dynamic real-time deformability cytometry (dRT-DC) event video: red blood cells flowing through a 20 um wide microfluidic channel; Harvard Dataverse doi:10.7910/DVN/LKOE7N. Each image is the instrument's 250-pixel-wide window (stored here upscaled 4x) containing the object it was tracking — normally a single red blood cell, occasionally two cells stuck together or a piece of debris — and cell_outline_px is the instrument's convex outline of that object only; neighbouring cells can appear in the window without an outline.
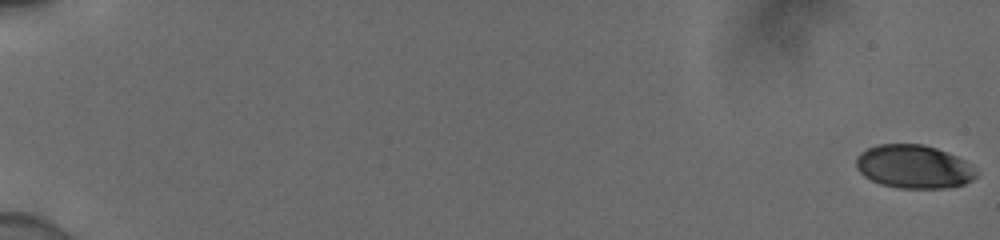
{"species": "human", "species_latin": "Homo sapiens", "temperature_condition": "cold", "stored_images_in_passage": 45, "camera_frame_rate_fps": 3000, "um_per_image_px": 0.085, "donor": {"sex": "male"}, "frame": {"image": 1, "passage_image": 1, "time_ms": 0.0, "image_size_px": [1000, 240], "cell_outline_px": [[976, 176], [972, 180], [964, 184], [944, 188], [900, 188], [880, 184], [864, 176], [856, 168], [856, 156], [860, 152], [876, 144], [924, 144], [936, 148], [956, 156], [972, 164], [976, 172]], "centroid_in_image_um": [77.65, 14.16], "position_along_channel_um": 7.3, "area_um2": 30.46}}
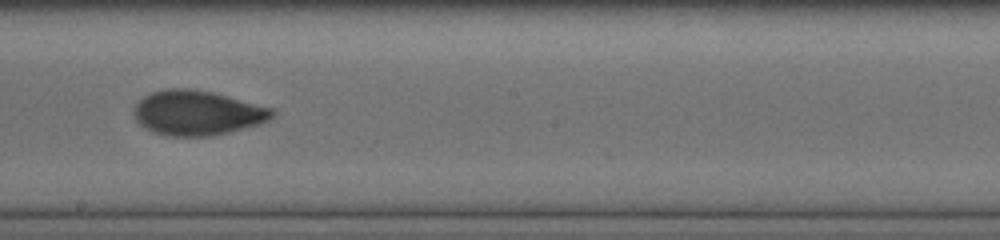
{"frame": {"image": 2, "passage_image": 26, "time_ms": 8.333, "image_size_px": [1000, 240], "cell_outline_px": [[276, 116], [260, 124], [212, 136], [168, 136], [152, 132], [144, 128], [136, 120], [132, 112], [132, 108], [144, 96], [152, 92], [168, 88], [188, 88], [212, 92], [276, 108]], "centroid_in_image_um": [16.79, 9.59], "position_along_channel_um": 231.4, "area_um2": 36.47}}
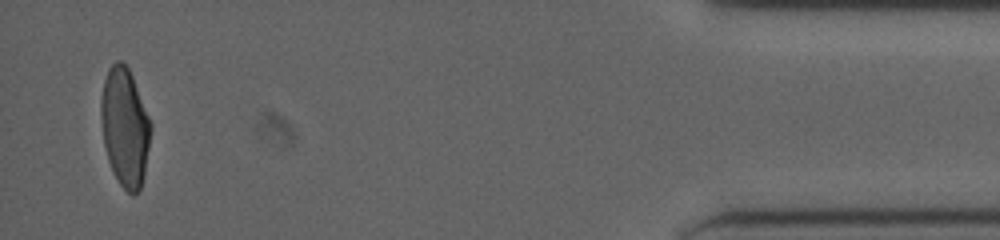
{"frame": {"image": 3, "passage_image": 45, "time_ms": 14.667, "image_size_px": [1000, 240], "cell_outline_px": [[152, 128], [144, 176], [140, 188], [132, 196], [120, 184], [112, 172], [108, 160], [104, 144], [100, 116], [100, 100], [104, 80], [108, 68], [116, 60], [120, 60], [128, 68], [132, 76], [152, 124]], "centroid_in_image_um": [10.61, 10.81], "position_along_channel_um": 424.6, "area_um2": 34.45}, "authors_computed_cell_mechanics": {"area_um2": 34.0442, "velocity_mm_per_s": 3.929, "shape_relaxation_time_tau1_ms": 1.8025, "shape_relaxation_time_tau2_ms": 0.6348, "deformation_change_tau1": 0.1351, "deformation_change_tau2": 0.0523}}